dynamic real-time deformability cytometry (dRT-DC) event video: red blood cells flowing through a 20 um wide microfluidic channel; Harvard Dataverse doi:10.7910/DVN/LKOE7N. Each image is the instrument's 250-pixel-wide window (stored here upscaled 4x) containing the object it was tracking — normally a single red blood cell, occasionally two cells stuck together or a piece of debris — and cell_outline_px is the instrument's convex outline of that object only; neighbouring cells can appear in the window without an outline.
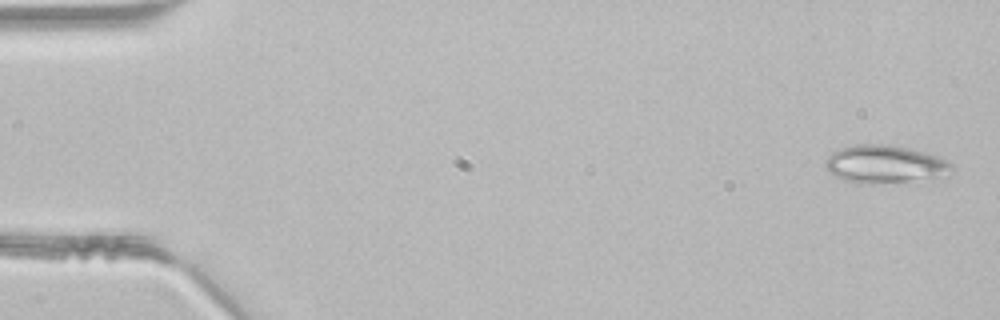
{"species": "common noctule bat (a hibernating species)", "species_latin": "Nyctalus noctula", "temperature_condition": "room temperature", "stored_images_in_passage": 9, "camera_frame_rate_fps": 3000, "um_per_image_px": 0.085, "animal": {"sex": "male", "body_mass_g": 21.5, "forearm_length_mm": 52.0}, "frame": {"image": 1, "passage_image": 2, "time_ms": 0.333, "image_size_px": [1000, 320], "cell_outline_px": [[952, 168], [932, 176], [908, 180], [872, 184], [856, 184], [844, 180], [828, 172], [824, 164], [824, 160], [832, 152], [840, 148], [852, 144], [884, 144], [908, 148], [936, 156], [952, 164]], "centroid_in_image_um": [75.01, 13.93], "position_along_channel_um": 10.0, "area_um2": 27.11}}